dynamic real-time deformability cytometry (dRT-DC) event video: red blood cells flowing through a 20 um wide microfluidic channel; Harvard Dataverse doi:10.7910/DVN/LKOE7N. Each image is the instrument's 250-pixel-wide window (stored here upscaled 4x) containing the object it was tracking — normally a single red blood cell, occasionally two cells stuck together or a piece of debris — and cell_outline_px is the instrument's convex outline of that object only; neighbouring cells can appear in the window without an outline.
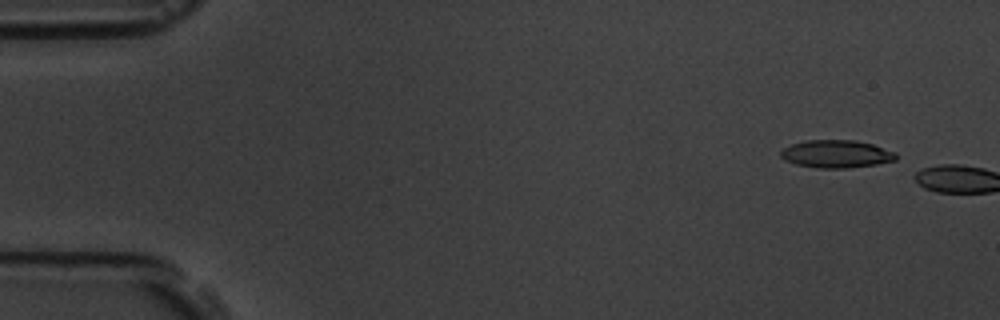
{"species": "common noctule bat (a hibernating species)", "species_latin": "Nyctalus noctula", "temperature_condition": "room temperature", "stored_images_in_passage": 3, "camera_frame_rate_fps": 3000, "um_per_image_px": 0.085, "animal": {"sex": "male", "body_mass_g": 19.5, "forearm_length_mm": 54.6}, "frame": {"image": 1, "passage_image": 2, "time_ms": 1.0, "image_size_px": [1000, 320], "cell_outline_px": [[896, 160], [876, 164], [848, 168], [816, 168], [796, 164], [784, 160], [780, 156], [780, 152], [784, 148], [792, 144], [804, 140], [856, 140], [872, 144], [896, 152]], "centroid_in_image_um": [71.07, 13.08], "position_along_channel_um": 13.9, "area_um2": 18.67}}